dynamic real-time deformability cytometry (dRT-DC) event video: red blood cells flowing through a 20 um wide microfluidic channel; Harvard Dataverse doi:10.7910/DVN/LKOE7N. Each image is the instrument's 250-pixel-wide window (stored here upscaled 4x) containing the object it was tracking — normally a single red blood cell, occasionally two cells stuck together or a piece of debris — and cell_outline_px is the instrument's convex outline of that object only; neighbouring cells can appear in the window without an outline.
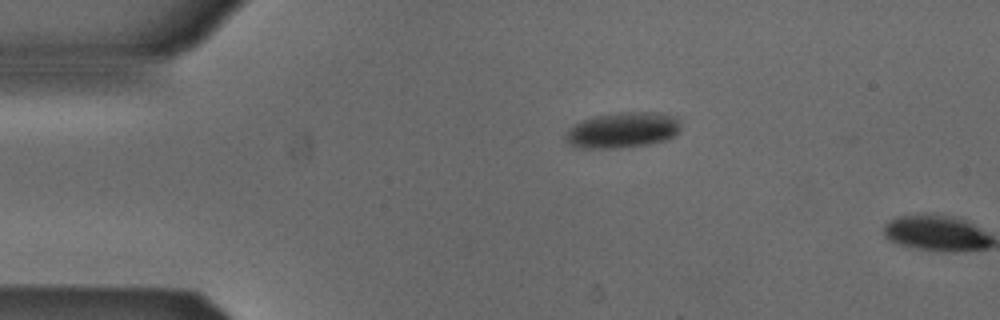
{"species": "Egyptian fruit bat (a non-hibernating species)", "species_latin": "Rousettus aegyptiacus", "temperature_condition": "cold", "stored_images_in_passage": 2, "camera_frame_rate_fps": 3000, "um_per_image_px": 0.085, "animal": {"sex": "male"}, "frame": {"image": 1, "passage_image": 1, "time_ms": 0.0, "image_size_px": [1000, 320], "cell_outline_px": [[680, 132], [676, 136], [668, 140], [652, 144], [616, 148], [572, 148], [564, 140], [564, 136], [568, 128], [584, 120], [596, 116], [620, 112], [656, 112], [676, 116], [680, 120]], "centroid_in_image_um": [52.95, 11.08], "position_along_channel_um": 32.1, "area_um2": 24.45}}